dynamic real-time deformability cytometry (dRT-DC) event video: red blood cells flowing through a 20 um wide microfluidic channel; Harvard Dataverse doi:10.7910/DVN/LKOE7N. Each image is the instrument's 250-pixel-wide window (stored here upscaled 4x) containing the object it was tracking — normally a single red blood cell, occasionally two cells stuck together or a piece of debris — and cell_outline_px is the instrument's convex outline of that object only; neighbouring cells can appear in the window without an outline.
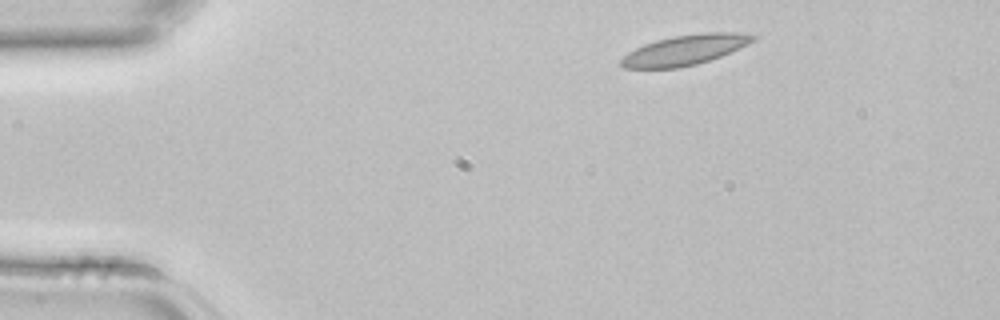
{"species": "common noctule bat (a hibernating species)", "species_latin": "Nyctalus noctula", "temperature_condition": "room temperature", "stored_images_in_passage": 3, "camera_frame_rate_fps": 3000, "um_per_image_px": 0.085, "animal": {"sex": "female", "body_mass_g": 22.7, "forearm_length_mm": 54.2}, "frame": {"image": 1, "passage_image": 1, "time_ms": 0.0, "image_size_px": [1000, 320], "cell_outline_px": [[760, 36], [756, 40], [748, 44], [720, 56], [696, 64], [680, 68], [624, 68], [620, 64], [620, 60], [628, 52], [644, 44], [656, 40], [672, 36], [704, 32], [740, 32]], "centroid_in_image_um": [58.25, 4.23], "position_along_channel_um": 26.8, "area_um2": 23.18}}
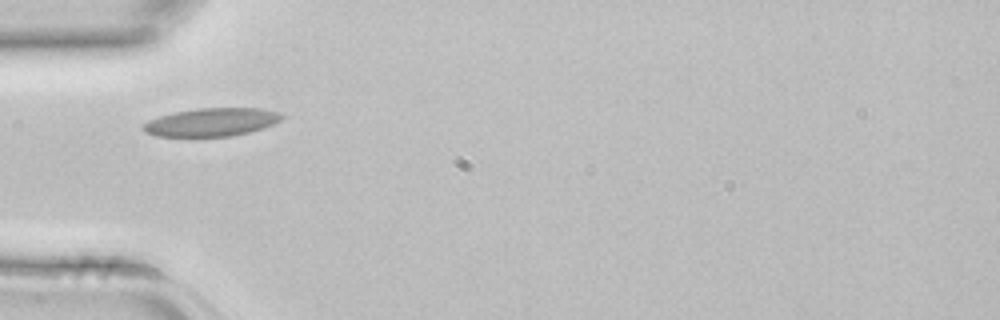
{"frame": {"image": 2, "passage_image": 3, "time_ms": 0.667, "image_size_px": [1000, 320], "cell_outline_px": [[284, 116], [280, 120], [264, 128], [232, 136], [156, 136], [144, 132], [140, 128], [148, 120], [160, 116], [176, 112], [196, 108], [260, 108], [280, 112]], "centroid_in_image_um": [17.97, 10.38], "position_along_channel_um": 67.0, "area_um2": 22.72}}